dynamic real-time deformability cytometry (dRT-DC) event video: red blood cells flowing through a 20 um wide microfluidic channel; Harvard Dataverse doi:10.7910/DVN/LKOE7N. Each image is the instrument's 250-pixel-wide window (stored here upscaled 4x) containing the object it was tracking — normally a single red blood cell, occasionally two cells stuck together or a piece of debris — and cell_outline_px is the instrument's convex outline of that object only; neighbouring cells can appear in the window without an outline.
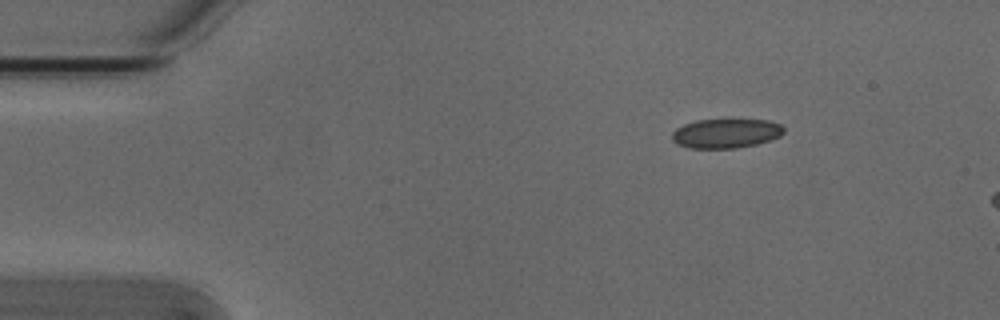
{"species": "Egyptian fruit bat (a non-hibernating species)", "species_latin": "Rousettus aegyptiacus", "temperature_condition": "cold", "stored_images_in_passage": 9, "camera_frame_rate_fps": 3000, "um_per_image_px": 0.085, "animal": {"sex": "male"}, "frame": {"image": 1, "passage_image": 1, "time_ms": 0.0, "image_size_px": [1000, 320], "cell_outline_px": [[784, 132], [780, 136], [756, 144], [736, 148], [688, 148], [676, 144], [672, 140], [672, 132], [676, 128], [684, 124], [696, 120], [768, 120], [780, 124], [784, 128]], "centroid_in_image_um": [61.67, 11.34], "position_along_channel_um": 23.3, "area_um2": 19.07}}